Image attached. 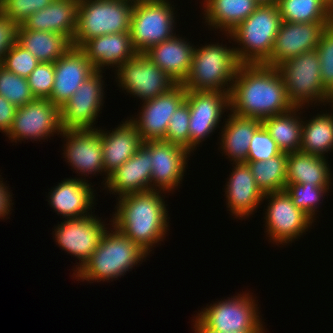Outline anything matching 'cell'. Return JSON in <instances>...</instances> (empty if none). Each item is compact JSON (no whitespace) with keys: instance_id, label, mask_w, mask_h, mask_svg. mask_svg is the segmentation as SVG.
<instances>
[{"instance_id":"obj_1","label":"cell","mask_w":333,"mask_h":333,"mask_svg":"<svg viewBox=\"0 0 333 333\" xmlns=\"http://www.w3.org/2000/svg\"><path fill=\"white\" fill-rule=\"evenodd\" d=\"M230 111L258 120L291 110L283 77L276 67L240 65L229 94Z\"/></svg>"},{"instance_id":"obj_2","label":"cell","mask_w":333,"mask_h":333,"mask_svg":"<svg viewBox=\"0 0 333 333\" xmlns=\"http://www.w3.org/2000/svg\"><path fill=\"white\" fill-rule=\"evenodd\" d=\"M161 191L153 189L117 196L116 211L110 221L148 254L155 244L165 240L169 231L170 217L164 201L167 192Z\"/></svg>"},{"instance_id":"obj_3","label":"cell","mask_w":333,"mask_h":333,"mask_svg":"<svg viewBox=\"0 0 333 333\" xmlns=\"http://www.w3.org/2000/svg\"><path fill=\"white\" fill-rule=\"evenodd\" d=\"M109 228L88 260L73 275L76 279L93 283L94 281L116 280L126 275L129 269L145 261L149 255L138 244L116 229ZM110 229V231H109ZM93 281V282H91Z\"/></svg>"},{"instance_id":"obj_4","label":"cell","mask_w":333,"mask_h":333,"mask_svg":"<svg viewBox=\"0 0 333 333\" xmlns=\"http://www.w3.org/2000/svg\"><path fill=\"white\" fill-rule=\"evenodd\" d=\"M281 22L277 4L259 5L225 35L238 44L234 48L241 65L264 64L270 58Z\"/></svg>"},{"instance_id":"obj_5","label":"cell","mask_w":333,"mask_h":333,"mask_svg":"<svg viewBox=\"0 0 333 333\" xmlns=\"http://www.w3.org/2000/svg\"><path fill=\"white\" fill-rule=\"evenodd\" d=\"M230 47L219 43L204 44L199 48L196 46L188 74L181 83L184 88L230 94L236 72L241 65L234 46Z\"/></svg>"},{"instance_id":"obj_6","label":"cell","mask_w":333,"mask_h":333,"mask_svg":"<svg viewBox=\"0 0 333 333\" xmlns=\"http://www.w3.org/2000/svg\"><path fill=\"white\" fill-rule=\"evenodd\" d=\"M133 0H80L72 45L112 33L130 32Z\"/></svg>"},{"instance_id":"obj_7","label":"cell","mask_w":333,"mask_h":333,"mask_svg":"<svg viewBox=\"0 0 333 333\" xmlns=\"http://www.w3.org/2000/svg\"><path fill=\"white\" fill-rule=\"evenodd\" d=\"M196 319L209 330L217 332H265L259 307L252 295L245 292L207 305Z\"/></svg>"},{"instance_id":"obj_8","label":"cell","mask_w":333,"mask_h":333,"mask_svg":"<svg viewBox=\"0 0 333 333\" xmlns=\"http://www.w3.org/2000/svg\"><path fill=\"white\" fill-rule=\"evenodd\" d=\"M277 68L283 77L288 99L294 107H310L312 103L315 107V104L318 106L323 103L327 87L320 76V57L316 49L288 59Z\"/></svg>"},{"instance_id":"obj_9","label":"cell","mask_w":333,"mask_h":333,"mask_svg":"<svg viewBox=\"0 0 333 333\" xmlns=\"http://www.w3.org/2000/svg\"><path fill=\"white\" fill-rule=\"evenodd\" d=\"M174 11L175 7L169 0L134 2L130 34L137 54H144L175 35Z\"/></svg>"},{"instance_id":"obj_10","label":"cell","mask_w":333,"mask_h":333,"mask_svg":"<svg viewBox=\"0 0 333 333\" xmlns=\"http://www.w3.org/2000/svg\"><path fill=\"white\" fill-rule=\"evenodd\" d=\"M269 202L265 211L266 236L276 245H286L298 239L312 226L314 221L294 203L285 191L264 194Z\"/></svg>"},{"instance_id":"obj_11","label":"cell","mask_w":333,"mask_h":333,"mask_svg":"<svg viewBox=\"0 0 333 333\" xmlns=\"http://www.w3.org/2000/svg\"><path fill=\"white\" fill-rule=\"evenodd\" d=\"M115 75L117 85L142 102L166 93L177 84L145 54H136L122 64Z\"/></svg>"},{"instance_id":"obj_12","label":"cell","mask_w":333,"mask_h":333,"mask_svg":"<svg viewBox=\"0 0 333 333\" xmlns=\"http://www.w3.org/2000/svg\"><path fill=\"white\" fill-rule=\"evenodd\" d=\"M60 108L49 99L35 98L17 107L13 124L7 133L11 142L31 139L40 141L62 133Z\"/></svg>"},{"instance_id":"obj_13","label":"cell","mask_w":333,"mask_h":333,"mask_svg":"<svg viewBox=\"0 0 333 333\" xmlns=\"http://www.w3.org/2000/svg\"><path fill=\"white\" fill-rule=\"evenodd\" d=\"M186 101L190 109L189 151L194 153L219 128L222 115L230 109L229 93L186 90Z\"/></svg>"},{"instance_id":"obj_14","label":"cell","mask_w":333,"mask_h":333,"mask_svg":"<svg viewBox=\"0 0 333 333\" xmlns=\"http://www.w3.org/2000/svg\"><path fill=\"white\" fill-rule=\"evenodd\" d=\"M65 219L54 227V237L57 245L68 254L79 260L76 270L82 267L90 255L98 247L102 236L107 231L104 220L101 221L95 214ZM56 228V229H55Z\"/></svg>"},{"instance_id":"obj_15","label":"cell","mask_w":333,"mask_h":333,"mask_svg":"<svg viewBox=\"0 0 333 333\" xmlns=\"http://www.w3.org/2000/svg\"><path fill=\"white\" fill-rule=\"evenodd\" d=\"M103 71L88 77L60 108L63 129H95L96 118L104 104Z\"/></svg>"},{"instance_id":"obj_16","label":"cell","mask_w":333,"mask_h":333,"mask_svg":"<svg viewBox=\"0 0 333 333\" xmlns=\"http://www.w3.org/2000/svg\"><path fill=\"white\" fill-rule=\"evenodd\" d=\"M186 100V89L176 84L166 93L143 102L136 118L130 117L143 142L164 140L175 110Z\"/></svg>"},{"instance_id":"obj_17","label":"cell","mask_w":333,"mask_h":333,"mask_svg":"<svg viewBox=\"0 0 333 333\" xmlns=\"http://www.w3.org/2000/svg\"><path fill=\"white\" fill-rule=\"evenodd\" d=\"M333 22L291 23L282 21L270 58L263 64L278 67L301 53L315 50L321 33Z\"/></svg>"},{"instance_id":"obj_18","label":"cell","mask_w":333,"mask_h":333,"mask_svg":"<svg viewBox=\"0 0 333 333\" xmlns=\"http://www.w3.org/2000/svg\"><path fill=\"white\" fill-rule=\"evenodd\" d=\"M66 162L84 177L104 173L101 133L95 129H63ZM97 172V173H96Z\"/></svg>"},{"instance_id":"obj_19","label":"cell","mask_w":333,"mask_h":333,"mask_svg":"<svg viewBox=\"0 0 333 333\" xmlns=\"http://www.w3.org/2000/svg\"><path fill=\"white\" fill-rule=\"evenodd\" d=\"M191 154L182 146L163 140L152 141L151 188L165 192L178 189Z\"/></svg>"},{"instance_id":"obj_20","label":"cell","mask_w":333,"mask_h":333,"mask_svg":"<svg viewBox=\"0 0 333 333\" xmlns=\"http://www.w3.org/2000/svg\"><path fill=\"white\" fill-rule=\"evenodd\" d=\"M152 141L143 142L138 151L119 168L112 172L104 188L110 194L123 196L145 192L151 188ZM112 192V193H111ZM116 193V194H115Z\"/></svg>"},{"instance_id":"obj_21","label":"cell","mask_w":333,"mask_h":333,"mask_svg":"<svg viewBox=\"0 0 333 333\" xmlns=\"http://www.w3.org/2000/svg\"><path fill=\"white\" fill-rule=\"evenodd\" d=\"M54 86L49 100L61 108L95 69L85 54L72 46L54 62Z\"/></svg>"},{"instance_id":"obj_22","label":"cell","mask_w":333,"mask_h":333,"mask_svg":"<svg viewBox=\"0 0 333 333\" xmlns=\"http://www.w3.org/2000/svg\"><path fill=\"white\" fill-rule=\"evenodd\" d=\"M232 172L225 185L227 208L234 218L247 219L260 207L264 194L258 188L247 163H231ZM235 165V166H234Z\"/></svg>"},{"instance_id":"obj_23","label":"cell","mask_w":333,"mask_h":333,"mask_svg":"<svg viewBox=\"0 0 333 333\" xmlns=\"http://www.w3.org/2000/svg\"><path fill=\"white\" fill-rule=\"evenodd\" d=\"M80 178L64 179L49 192L48 202L62 218L71 219L91 215L90 212L95 205L94 199H96L95 190L88 180H85L86 177Z\"/></svg>"},{"instance_id":"obj_24","label":"cell","mask_w":333,"mask_h":333,"mask_svg":"<svg viewBox=\"0 0 333 333\" xmlns=\"http://www.w3.org/2000/svg\"><path fill=\"white\" fill-rule=\"evenodd\" d=\"M79 49L91 62L95 71H103L104 67H115V71L137 52L133 48L130 32L112 33L91 38Z\"/></svg>"},{"instance_id":"obj_25","label":"cell","mask_w":333,"mask_h":333,"mask_svg":"<svg viewBox=\"0 0 333 333\" xmlns=\"http://www.w3.org/2000/svg\"><path fill=\"white\" fill-rule=\"evenodd\" d=\"M103 148V166L106 185L109 175L130 159L143 145L135 125L127 118L111 131L99 129ZM111 132V133H110Z\"/></svg>"},{"instance_id":"obj_26","label":"cell","mask_w":333,"mask_h":333,"mask_svg":"<svg viewBox=\"0 0 333 333\" xmlns=\"http://www.w3.org/2000/svg\"><path fill=\"white\" fill-rule=\"evenodd\" d=\"M174 33L172 38L153 46L144 54L177 84H181L190 69L195 46Z\"/></svg>"},{"instance_id":"obj_27","label":"cell","mask_w":333,"mask_h":333,"mask_svg":"<svg viewBox=\"0 0 333 333\" xmlns=\"http://www.w3.org/2000/svg\"><path fill=\"white\" fill-rule=\"evenodd\" d=\"M80 0H54L33 13L22 26L27 30L49 31L67 36L71 41L77 27Z\"/></svg>"},{"instance_id":"obj_28","label":"cell","mask_w":333,"mask_h":333,"mask_svg":"<svg viewBox=\"0 0 333 333\" xmlns=\"http://www.w3.org/2000/svg\"><path fill=\"white\" fill-rule=\"evenodd\" d=\"M229 115V116H228ZM221 129L220 148L233 163H246L251 139L262 121L230 113Z\"/></svg>"},{"instance_id":"obj_29","label":"cell","mask_w":333,"mask_h":333,"mask_svg":"<svg viewBox=\"0 0 333 333\" xmlns=\"http://www.w3.org/2000/svg\"><path fill=\"white\" fill-rule=\"evenodd\" d=\"M326 157L301 151L287 153L286 184H312L317 187H331L333 179Z\"/></svg>"},{"instance_id":"obj_30","label":"cell","mask_w":333,"mask_h":333,"mask_svg":"<svg viewBox=\"0 0 333 333\" xmlns=\"http://www.w3.org/2000/svg\"><path fill=\"white\" fill-rule=\"evenodd\" d=\"M202 4L206 26L220 29L219 31L226 34L247 19L259 6L256 0H204Z\"/></svg>"},{"instance_id":"obj_31","label":"cell","mask_w":333,"mask_h":333,"mask_svg":"<svg viewBox=\"0 0 333 333\" xmlns=\"http://www.w3.org/2000/svg\"><path fill=\"white\" fill-rule=\"evenodd\" d=\"M16 42L30 51L39 62L45 63H54L73 46L63 34L27 30L22 25L17 26Z\"/></svg>"},{"instance_id":"obj_32","label":"cell","mask_w":333,"mask_h":333,"mask_svg":"<svg viewBox=\"0 0 333 333\" xmlns=\"http://www.w3.org/2000/svg\"><path fill=\"white\" fill-rule=\"evenodd\" d=\"M300 109L303 110L304 107H293L285 113L262 120L263 127L270 133L282 152L292 153L300 150L304 120L300 118Z\"/></svg>"},{"instance_id":"obj_33","label":"cell","mask_w":333,"mask_h":333,"mask_svg":"<svg viewBox=\"0 0 333 333\" xmlns=\"http://www.w3.org/2000/svg\"><path fill=\"white\" fill-rule=\"evenodd\" d=\"M333 150V113L323 112L303 121L301 152L326 157Z\"/></svg>"},{"instance_id":"obj_34","label":"cell","mask_w":333,"mask_h":333,"mask_svg":"<svg viewBox=\"0 0 333 333\" xmlns=\"http://www.w3.org/2000/svg\"><path fill=\"white\" fill-rule=\"evenodd\" d=\"M282 21L333 22V0H278Z\"/></svg>"},{"instance_id":"obj_35","label":"cell","mask_w":333,"mask_h":333,"mask_svg":"<svg viewBox=\"0 0 333 333\" xmlns=\"http://www.w3.org/2000/svg\"><path fill=\"white\" fill-rule=\"evenodd\" d=\"M263 194L286 188L287 153L281 152L268 160L246 162Z\"/></svg>"},{"instance_id":"obj_36","label":"cell","mask_w":333,"mask_h":333,"mask_svg":"<svg viewBox=\"0 0 333 333\" xmlns=\"http://www.w3.org/2000/svg\"><path fill=\"white\" fill-rule=\"evenodd\" d=\"M329 189L330 187H317L309 183H292L286 184L285 191L292 198L293 203L314 221L318 212L317 208L323 202L322 198L324 199L326 193L330 191Z\"/></svg>"},{"instance_id":"obj_37","label":"cell","mask_w":333,"mask_h":333,"mask_svg":"<svg viewBox=\"0 0 333 333\" xmlns=\"http://www.w3.org/2000/svg\"><path fill=\"white\" fill-rule=\"evenodd\" d=\"M0 95L16 107L24 106L35 99L27 78L18 76L0 64Z\"/></svg>"},{"instance_id":"obj_38","label":"cell","mask_w":333,"mask_h":333,"mask_svg":"<svg viewBox=\"0 0 333 333\" xmlns=\"http://www.w3.org/2000/svg\"><path fill=\"white\" fill-rule=\"evenodd\" d=\"M54 0H0V14L16 26L22 25L33 13Z\"/></svg>"},{"instance_id":"obj_39","label":"cell","mask_w":333,"mask_h":333,"mask_svg":"<svg viewBox=\"0 0 333 333\" xmlns=\"http://www.w3.org/2000/svg\"><path fill=\"white\" fill-rule=\"evenodd\" d=\"M40 62L15 42L4 54L0 64L12 73L27 78Z\"/></svg>"},{"instance_id":"obj_40","label":"cell","mask_w":333,"mask_h":333,"mask_svg":"<svg viewBox=\"0 0 333 333\" xmlns=\"http://www.w3.org/2000/svg\"><path fill=\"white\" fill-rule=\"evenodd\" d=\"M190 109L185 100L172 114L163 141H167L189 150Z\"/></svg>"},{"instance_id":"obj_41","label":"cell","mask_w":333,"mask_h":333,"mask_svg":"<svg viewBox=\"0 0 333 333\" xmlns=\"http://www.w3.org/2000/svg\"><path fill=\"white\" fill-rule=\"evenodd\" d=\"M54 63L40 62L27 77L31 93L35 98L49 99L54 86Z\"/></svg>"},{"instance_id":"obj_42","label":"cell","mask_w":333,"mask_h":333,"mask_svg":"<svg viewBox=\"0 0 333 333\" xmlns=\"http://www.w3.org/2000/svg\"><path fill=\"white\" fill-rule=\"evenodd\" d=\"M281 152L270 133L261 125L251 139L246 162L268 160Z\"/></svg>"},{"instance_id":"obj_43","label":"cell","mask_w":333,"mask_h":333,"mask_svg":"<svg viewBox=\"0 0 333 333\" xmlns=\"http://www.w3.org/2000/svg\"><path fill=\"white\" fill-rule=\"evenodd\" d=\"M316 50L320 57V76L327 87L333 82V24L321 33Z\"/></svg>"},{"instance_id":"obj_44","label":"cell","mask_w":333,"mask_h":333,"mask_svg":"<svg viewBox=\"0 0 333 333\" xmlns=\"http://www.w3.org/2000/svg\"><path fill=\"white\" fill-rule=\"evenodd\" d=\"M17 26L0 14V62L5 52L16 42Z\"/></svg>"},{"instance_id":"obj_45","label":"cell","mask_w":333,"mask_h":333,"mask_svg":"<svg viewBox=\"0 0 333 333\" xmlns=\"http://www.w3.org/2000/svg\"><path fill=\"white\" fill-rule=\"evenodd\" d=\"M17 107L0 95V132L7 135L13 124Z\"/></svg>"},{"instance_id":"obj_46","label":"cell","mask_w":333,"mask_h":333,"mask_svg":"<svg viewBox=\"0 0 333 333\" xmlns=\"http://www.w3.org/2000/svg\"><path fill=\"white\" fill-rule=\"evenodd\" d=\"M1 179L2 178H0V218L4 219V217H8V214H11V206L14 204L11 203L12 194L9 190L10 188H8Z\"/></svg>"},{"instance_id":"obj_47","label":"cell","mask_w":333,"mask_h":333,"mask_svg":"<svg viewBox=\"0 0 333 333\" xmlns=\"http://www.w3.org/2000/svg\"><path fill=\"white\" fill-rule=\"evenodd\" d=\"M194 323L193 324V330L194 333H223V332H217L215 330H209L206 329L196 318L195 320L192 319ZM226 333H265V332H226Z\"/></svg>"},{"instance_id":"obj_48","label":"cell","mask_w":333,"mask_h":333,"mask_svg":"<svg viewBox=\"0 0 333 333\" xmlns=\"http://www.w3.org/2000/svg\"><path fill=\"white\" fill-rule=\"evenodd\" d=\"M331 105L330 107L332 108L331 110H333V82L330 83L327 88H326V95L324 97V101L323 104L324 106H326V104Z\"/></svg>"},{"instance_id":"obj_49","label":"cell","mask_w":333,"mask_h":333,"mask_svg":"<svg viewBox=\"0 0 333 333\" xmlns=\"http://www.w3.org/2000/svg\"><path fill=\"white\" fill-rule=\"evenodd\" d=\"M256 2L259 5H264V4H277L278 0H256Z\"/></svg>"},{"instance_id":"obj_50","label":"cell","mask_w":333,"mask_h":333,"mask_svg":"<svg viewBox=\"0 0 333 333\" xmlns=\"http://www.w3.org/2000/svg\"><path fill=\"white\" fill-rule=\"evenodd\" d=\"M134 2H138V1H166V0H133Z\"/></svg>"}]
</instances>
